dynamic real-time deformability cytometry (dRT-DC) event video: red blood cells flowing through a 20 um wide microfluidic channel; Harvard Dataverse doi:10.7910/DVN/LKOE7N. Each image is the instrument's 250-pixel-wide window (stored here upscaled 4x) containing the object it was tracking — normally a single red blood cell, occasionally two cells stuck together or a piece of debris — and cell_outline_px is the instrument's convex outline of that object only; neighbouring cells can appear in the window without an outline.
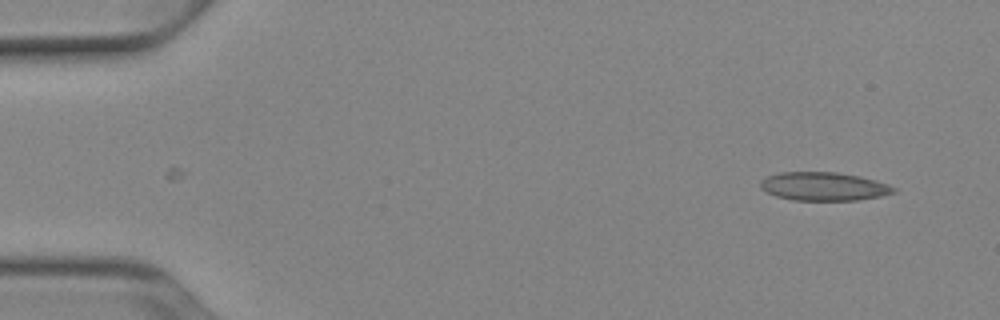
{"species": "Egyptian fruit bat (a non-hibernating species)", "species_latin": "Rousettus aegyptiacus", "temperature_condition": "cold", "stored_images_in_passage": 48, "camera_frame_rate_fps": 3000, "um_per_image_px": 0.085, "animal": {"sex": "female"}, "frame": {"image": 1, "passage_image": 1, "time_ms": 0.0, "image_size_px": [1000, 320], "cell_outline_px": [[896, 192], [880, 196], [860, 200], [792, 200], [776, 196], [760, 188], [760, 180], [768, 176], [780, 172], [836, 172], [860, 176], [876, 180], [888, 184], [896, 188]], "centroid_in_image_um": [70.03, 15.84], "position_along_channel_um": 15.0, "area_um2": 22.14}}
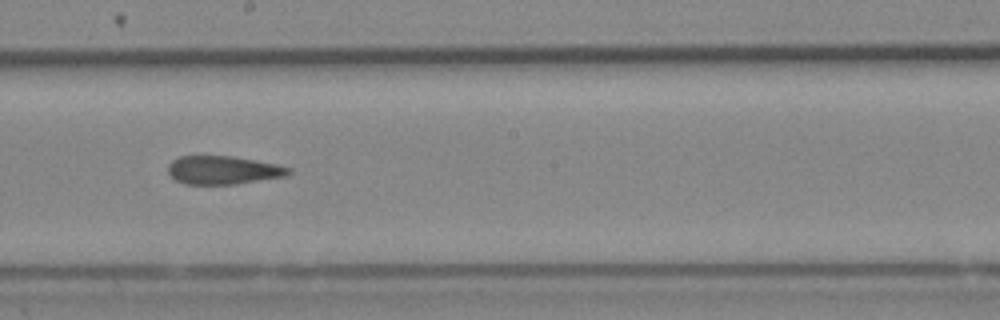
{"frame": {"image": 2, "passage_image": 26, "time_ms": 8.333, "image_size_px": [1000, 320], "cell_outline_px": [[292, 172], [284, 176], [236, 184], [184, 184], [176, 180], [168, 172], [168, 164], [172, 160], [180, 156], [232, 156], [256, 160], [276, 164], [292, 168]], "centroid_in_image_um": [18.96, 14.45], "position_along_channel_um": 229.2, "area_um2": 19.88}}
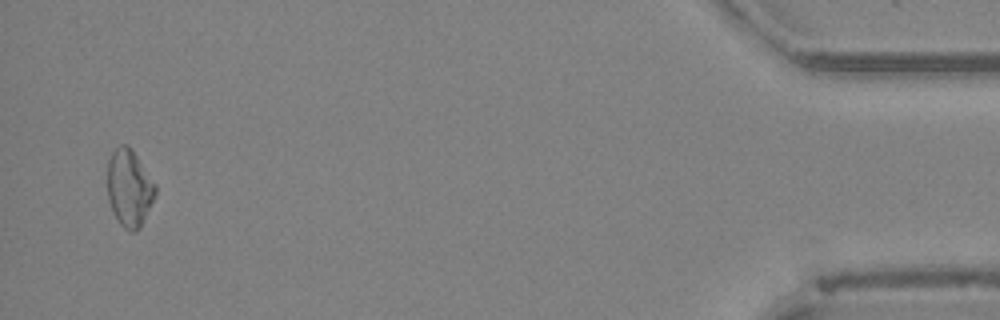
{"frame": {"image": 3, "passage_image": 47, "time_ms": 15.333, "image_size_px": [1000, 320], "cell_outline_px": [[156, 192], [140, 228], [136, 232], [132, 232], [124, 228], [120, 224], [108, 200], [108, 160], [112, 152], [120, 144], [128, 144], [132, 148], [156, 184]], "centroid_in_image_um": [10.99, 15.95], "position_along_channel_um": 424.2, "area_um2": 21.44}, "authors_computed_cell_mechanics": {"area_um2": 21.4727, "velocity_mm_per_s": 3.9412, "shape_relaxation_time_tau1_ms": null, "shape_relaxation_time_tau2_ms": 3.9365, "deformation_change_tau1": null, "deformation_change_tau2": 0.111}}